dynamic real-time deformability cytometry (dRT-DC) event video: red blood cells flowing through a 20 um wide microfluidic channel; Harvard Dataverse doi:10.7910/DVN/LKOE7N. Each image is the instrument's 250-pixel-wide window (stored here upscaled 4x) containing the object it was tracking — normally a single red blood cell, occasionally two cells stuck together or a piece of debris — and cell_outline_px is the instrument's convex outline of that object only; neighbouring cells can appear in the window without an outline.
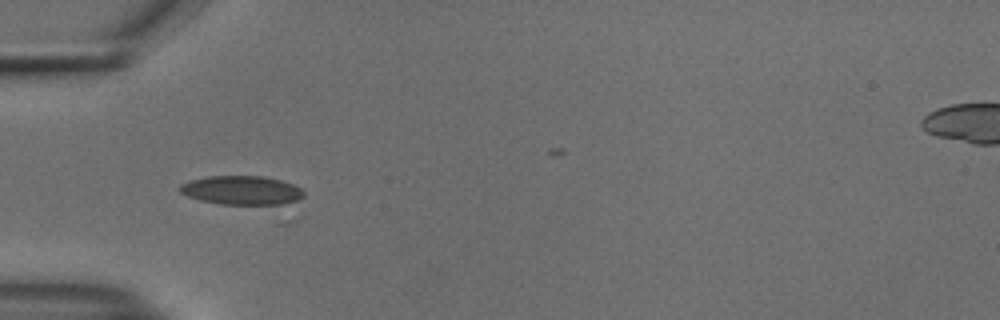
{"species": "common noctule bat (a hibernating species)", "species_latin": "Nyctalus noctula", "temperature_condition": "cold", "stored_images_in_passage": 5, "camera_frame_rate_fps": 3000, "um_per_image_px": 0.085, "animal": {"sex": "male", "body_mass_g": 18.8}, "frame": {"image": 1, "passage_image": 1, "time_ms": 0.0, "image_size_px": [1000, 320], "cell_outline_px": [[304, 196], [300, 212], [296, 220], [288, 224], [280, 224], [200, 200], [188, 196], [180, 192], [180, 184], [188, 180], [208, 176], [264, 176], [280, 180], [292, 184], [300, 188], [304, 192]], "centroid_in_image_um": [21.19, 16.65], "position_along_channel_um": 63.8, "area_um2": 28.78}}